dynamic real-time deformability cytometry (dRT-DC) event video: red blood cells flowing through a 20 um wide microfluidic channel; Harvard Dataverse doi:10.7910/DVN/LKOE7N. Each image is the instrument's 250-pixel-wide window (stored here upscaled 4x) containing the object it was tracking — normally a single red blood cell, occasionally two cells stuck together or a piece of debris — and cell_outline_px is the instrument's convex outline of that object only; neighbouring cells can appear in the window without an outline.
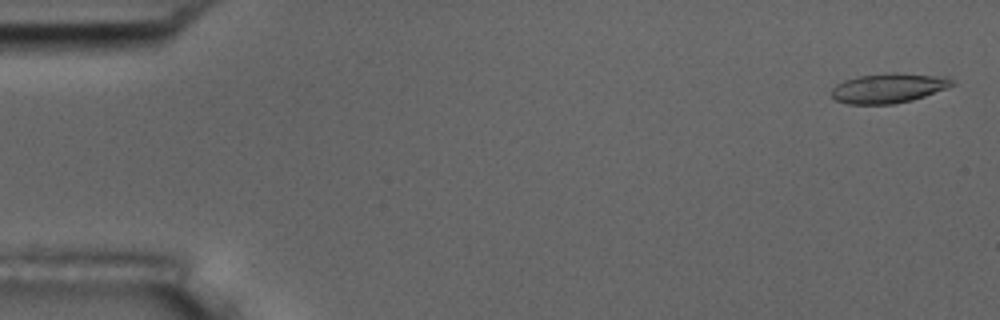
{"species": "common noctule bat (a hibernating species)", "species_latin": "Nyctalus noctula", "temperature_condition": "room temperature", "stored_images_in_passage": 5, "camera_frame_rate_fps": 3000, "um_per_image_px": 0.085, "animal": {"sex": "male", "body_mass_g": 17.5, "forearm_length_mm": 52.3}, "frame": {"image": 1, "passage_image": 1, "time_ms": 0.0, "image_size_px": [1000, 320], "cell_outline_px": [[956, 84], [948, 88], [912, 100], [892, 104], [848, 104], [836, 100], [832, 96], [832, 88], [836, 84], [844, 80], [860, 76], [888, 72], [896, 72], [948, 76]], "centroid_in_image_um": [75.56, 7.47], "position_along_channel_um": 9.4, "area_um2": 21.1}}
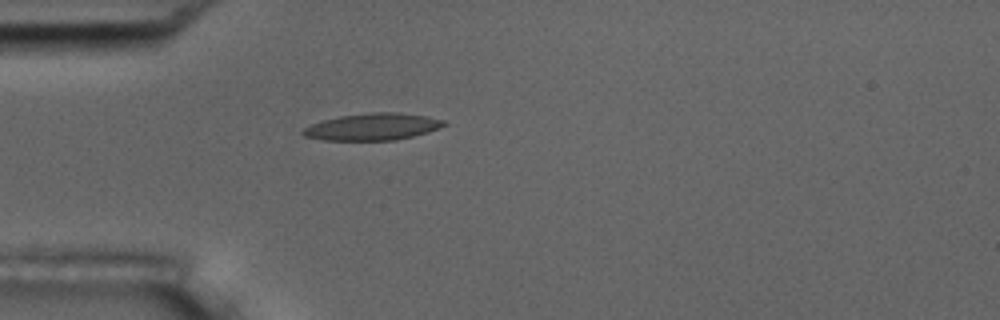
{"frame": {"image": 2, "passage_image": 5, "time_ms": 4.667, "image_size_px": [1000, 320], "cell_outline_px": [[448, 124], [428, 132], [396, 140], [324, 140], [304, 136], [300, 132], [304, 128], [312, 124], [324, 120], [340, 116], [372, 112], [396, 112], [424, 116], [444, 120]], "centroid_in_image_um": [31.67, 10.78], "position_along_channel_um": 53.3, "area_um2": 21.91}}